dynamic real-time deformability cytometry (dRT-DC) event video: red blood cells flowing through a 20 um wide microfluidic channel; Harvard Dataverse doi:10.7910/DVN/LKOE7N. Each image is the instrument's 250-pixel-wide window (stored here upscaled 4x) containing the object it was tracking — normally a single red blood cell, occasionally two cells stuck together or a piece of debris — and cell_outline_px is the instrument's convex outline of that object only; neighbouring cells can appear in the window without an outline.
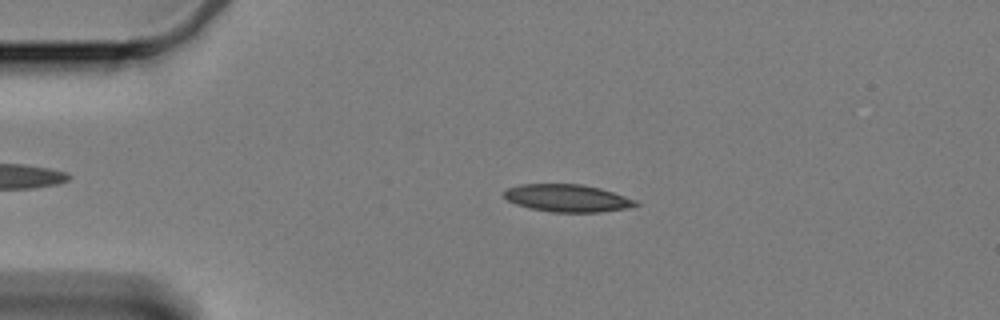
{"species": "Egyptian fruit bat (a non-hibernating species)", "species_latin": "Rousettus aegyptiacus", "temperature_condition": "cold", "stored_images_in_passage": 52, "camera_frame_rate_fps": 3000, "um_per_image_px": 0.085, "animal": {"sex": "female"}, "frame": {"image": 1, "passage_image": 12, "time_ms": 3.667, "image_size_px": [1000, 320], "cell_outline_px": [[640, 204], [628, 208], [600, 212], [552, 212], [528, 208], [516, 204], [508, 200], [504, 196], [504, 192], [508, 188], [520, 184], [580, 184], [600, 188], [636, 200]], "centroid_in_image_um": [48.22, 16.84], "position_along_channel_um": 36.8, "area_um2": 20.98}}
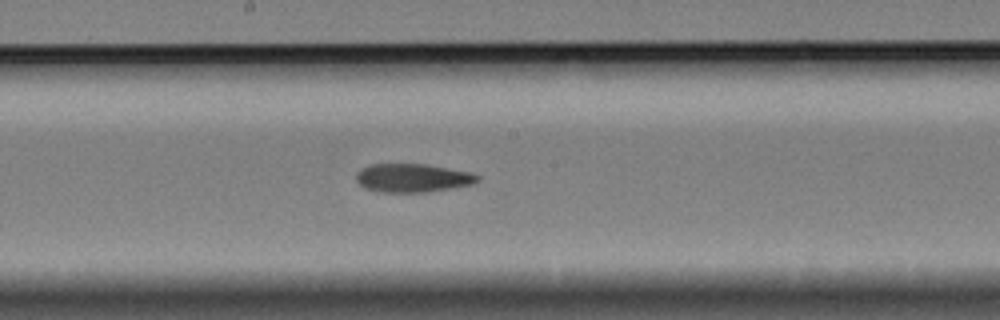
{"frame": {"image": 2, "passage_image": 31, "time_ms": 10.0, "image_size_px": [1000, 320], "cell_outline_px": [[480, 180], [472, 184], [452, 188], [428, 192], [380, 192], [364, 188], [356, 180], [356, 172], [360, 168], [368, 164], [424, 164], [472, 172], [480, 176]], "centroid_in_image_um": [35.06, 15.12], "position_along_channel_um": 213.1, "area_um2": 20.35}}
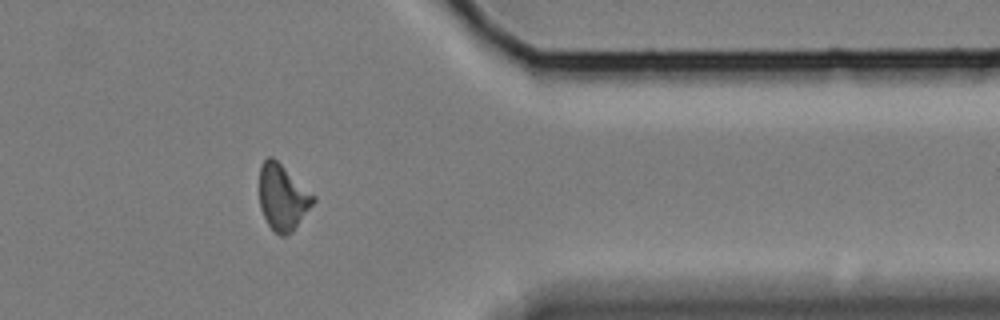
{"frame": {"image": 3, "passage_image": 48, "time_ms": 15.667, "image_size_px": [1000, 320], "cell_outline_px": [[316, 200], [292, 232], [284, 236], [280, 236], [268, 224], [260, 208], [260, 164], [268, 156], [272, 156], [316, 196]], "centroid_in_image_um": [24.03, 16.76], "position_along_channel_um": 387.4, "area_um2": 20.52}, "authors_computed_cell_mechanics": {"area_um2": 20.6924, "velocity_mm_per_s": 3.3242, "shape_relaxation_time_tau1_ms": null, "shape_relaxation_time_tau2_ms": 6.9737, "deformation_change_tau1": null, "deformation_change_tau2": 0.1624}}